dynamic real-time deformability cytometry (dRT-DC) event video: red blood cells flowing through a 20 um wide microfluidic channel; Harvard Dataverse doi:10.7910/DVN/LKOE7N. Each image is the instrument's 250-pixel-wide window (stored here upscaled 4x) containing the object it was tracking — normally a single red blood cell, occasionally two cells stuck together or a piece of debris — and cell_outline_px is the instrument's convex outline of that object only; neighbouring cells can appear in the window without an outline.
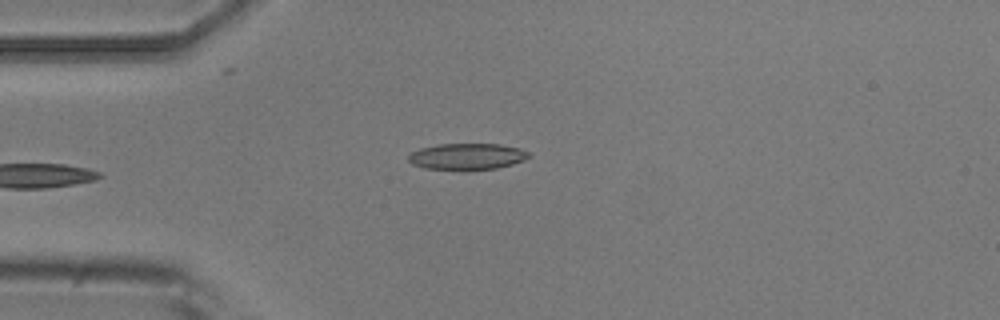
{"species": "common noctule bat (a hibernating species)", "species_latin": "Nyctalus noctula", "temperature_condition": "room temperature", "stored_images_in_passage": 6, "camera_frame_rate_fps": 3000, "um_per_image_px": 0.085, "animal": {"sex": "male", "body_mass_g": 20.5, "forearm_length_mm": 52.5}, "frame": {"image": 1, "passage_image": 6, "time_ms": 5.667, "image_size_px": [1000, 320], "cell_outline_px": [[532, 156], [524, 160], [512, 164], [496, 168], [468, 172], [424, 168], [412, 164], [408, 160], [408, 156], [412, 152], [420, 148], [440, 144], [500, 144], [520, 148], [532, 152]], "centroid_in_image_um": [39.73, 13.33], "position_along_channel_um": 45.3, "area_um2": 19.13}}